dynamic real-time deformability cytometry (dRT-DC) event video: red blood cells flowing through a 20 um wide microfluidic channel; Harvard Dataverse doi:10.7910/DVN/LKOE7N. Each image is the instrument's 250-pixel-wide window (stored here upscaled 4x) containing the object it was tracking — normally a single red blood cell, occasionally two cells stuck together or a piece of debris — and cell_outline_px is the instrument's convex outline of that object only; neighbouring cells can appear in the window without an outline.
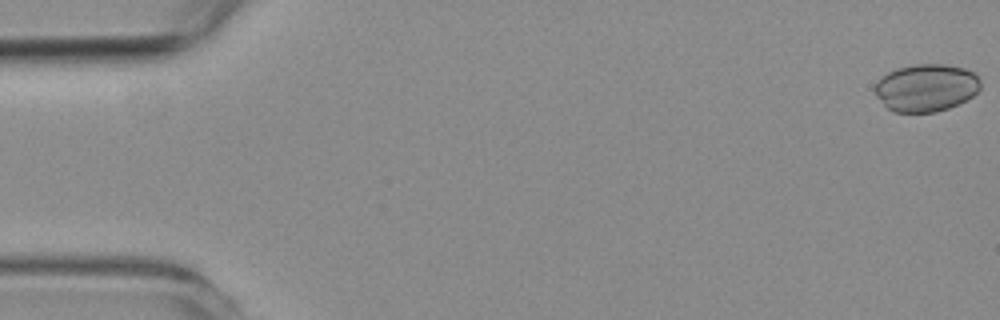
{"species": "common noctule bat (a hibernating species)", "species_latin": "Nyctalus noctula", "temperature_condition": "room temperature", "stored_images_in_passage": 7, "camera_frame_rate_fps": 3000, "um_per_image_px": 0.085, "animal": {"sex": "female", "body_mass_g": 19.3, "forearm_length_mm": 54.1}, "frame": {"image": 1, "passage_image": 1, "time_ms": 0.0, "image_size_px": [1000, 320], "cell_outline_px": [[980, 88], [972, 96], [948, 108], [936, 112], [892, 112], [876, 96], [876, 84], [888, 72], [896, 68], [912, 64], [944, 64], [964, 68], [976, 72], [980, 80]], "centroid_in_image_um": [78.74, 7.44], "position_along_channel_um": 6.3, "area_um2": 29.13}}